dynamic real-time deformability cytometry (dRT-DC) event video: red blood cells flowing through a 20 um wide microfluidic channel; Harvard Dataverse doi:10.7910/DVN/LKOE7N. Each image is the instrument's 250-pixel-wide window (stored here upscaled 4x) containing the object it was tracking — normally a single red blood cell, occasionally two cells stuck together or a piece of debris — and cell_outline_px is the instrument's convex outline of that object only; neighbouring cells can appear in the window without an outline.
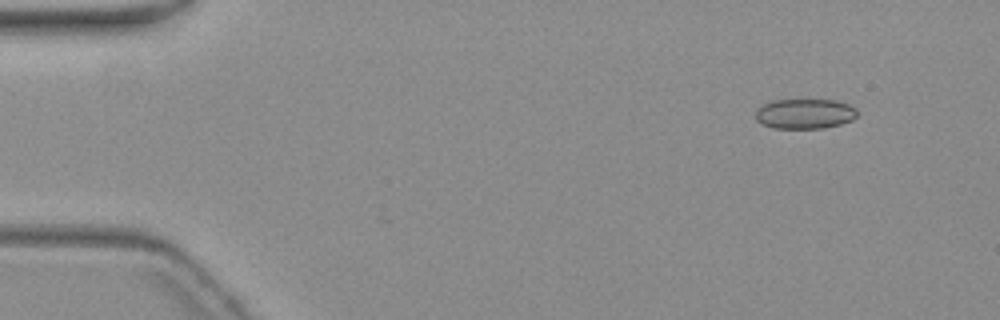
{"species": "common noctule bat (a hibernating species)", "species_latin": "Nyctalus noctula", "temperature_condition": "warm", "stored_images_in_passage": 7, "camera_frame_rate_fps": 3000, "um_per_image_px": 0.085, "animal": {"sex": "female", "body_mass_g": 19.3, "forearm_length_mm": 54.1}, "frame": {"image": 1, "passage_image": 2, "time_ms": 1.333, "image_size_px": [1000, 320], "cell_outline_px": [[856, 116], [852, 120], [840, 124], [824, 128], [776, 128], [760, 124], [756, 120], [756, 112], [764, 104], [772, 100], [836, 100], [848, 104], [856, 108]], "centroid_in_image_um": [68.41, 9.67], "position_along_channel_um": 16.6, "area_um2": 17.69}}
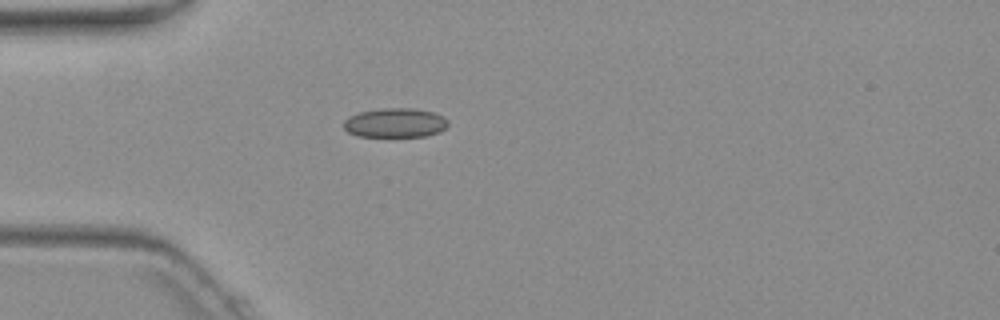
{"frame": {"image": 2, "passage_image": 5, "time_ms": 5.0, "image_size_px": [1000, 320], "cell_outline_px": [[448, 124], [440, 132], [424, 136], [356, 136], [348, 132], [344, 128], [344, 120], [348, 116], [360, 112], [384, 108], [412, 108], [432, 112], [444, 116], [448, 120]], "centroid_in_image_um": [33.58, 10.44], "position_along_channel_um": 51.4, "area_um2": 17.8}}